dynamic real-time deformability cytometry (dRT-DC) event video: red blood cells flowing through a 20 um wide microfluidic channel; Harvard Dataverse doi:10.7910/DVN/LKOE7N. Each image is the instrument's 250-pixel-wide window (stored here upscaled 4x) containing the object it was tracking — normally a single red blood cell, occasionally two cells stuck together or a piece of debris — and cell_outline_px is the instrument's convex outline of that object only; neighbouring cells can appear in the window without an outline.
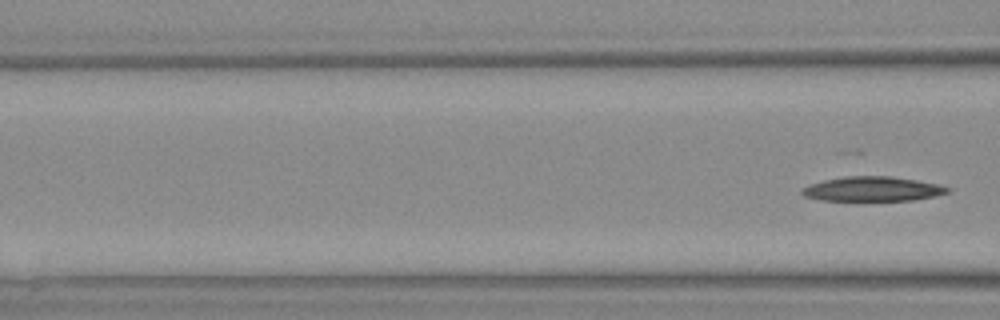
{"species": "Egyptian fruit bat (a non-hibernating species)", "species_latin": "Rousettus aegyptiacus", "temperature_condition": "warm", "stored_images_in_passage": 3, "segment_of_instrument_passage": [2, 2], "camera_frame_rate_fps": 3000, "um_per_image_px": 0.085, "animal": {"sex": "female"}, "frame": {"image": 1, "passage_image": 3, "time_ms": 2.333, "image_size_px": [1000, 320], "cell_outline_px": [[948, 192], [936, 196], [912, 200], [824, 200], [804, 196], [800, 192], [804, 188], [812, 184], [824, 180], [848, 176], [892, 176], [916, 180], [936, 184], [948, 188]], "centroid_in_image_um": [74.17, 16.06], "position_along_channel_um": 92.4, "area_um2": 20.4}}